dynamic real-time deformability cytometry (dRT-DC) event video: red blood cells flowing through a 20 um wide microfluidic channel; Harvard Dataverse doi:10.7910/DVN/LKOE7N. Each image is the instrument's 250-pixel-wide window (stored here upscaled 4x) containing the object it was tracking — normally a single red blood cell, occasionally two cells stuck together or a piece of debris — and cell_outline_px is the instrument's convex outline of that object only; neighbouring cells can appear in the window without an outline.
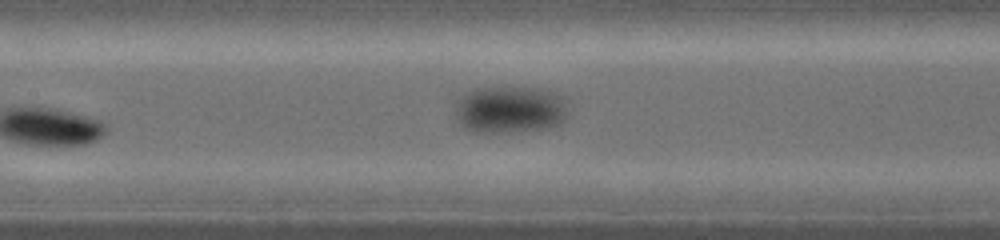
{"species": "common noctule bat (a hibernating species)", "species_latin": "Nyctalus noctula", "temperature_condition": "warm", "stored_images_in_passage": 11, "camera_frame_rate_fps": 5000, "um_per_image_px": 0.085, "animal": {"sex": "female", "body_mass_g": 19.0, "forearm_length_mm": 53.3}, "frame": {"image": 1, "passage_image": 11, "time_ms": 2.6, "image_size_px": [1000, 240], "cell_outline_px": [[568, 100], [564, 120], [560, 124], [548, 128], [504, 132], [476, 132], [464, 128], [456, 120], [456, 100], [460, 96], [476, 88], [536, 88], [552, 92], [564, 96]], "centroid_in_image_um": [43.35, 9.32], "position_along_channel_um": 164.1, "area_um2": 31.1}}